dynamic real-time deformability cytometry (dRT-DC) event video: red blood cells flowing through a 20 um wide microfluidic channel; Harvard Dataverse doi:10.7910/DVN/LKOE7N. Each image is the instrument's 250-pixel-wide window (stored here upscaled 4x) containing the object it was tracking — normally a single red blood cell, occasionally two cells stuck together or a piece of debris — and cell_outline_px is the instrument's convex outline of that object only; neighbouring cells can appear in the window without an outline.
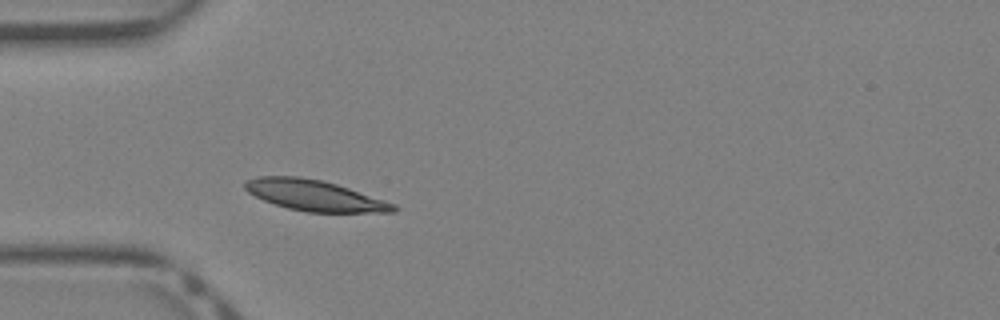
{"species": "Egyptian fruit bat (a non-hibernating species)", "species_latin": "Rousettus aegyptiacus", "temperature_condition": "warm", "stored_images_in_passage": 29, "camera_frame_rate_fps": 3000, "um_per_image_px": 0.085, "animal": {"sex": "female"}, "frame": {"image": 1, "passage_image": 1, "time_ms": 0.0, "image_size_px": [1000, 320], "cell_outline_px": [[400, 208], [396, 212], [308, 212], [288, 208], [264, 200], [248, 192], [244, 188], [244, 180], [256, 176], [300, 176], [320, 180], [336, 184], [396, 204]], "centroid_in_image_um": [26.73, 16.61], "position_along_channel_um": 58.3, "area_um2": 26.53}}
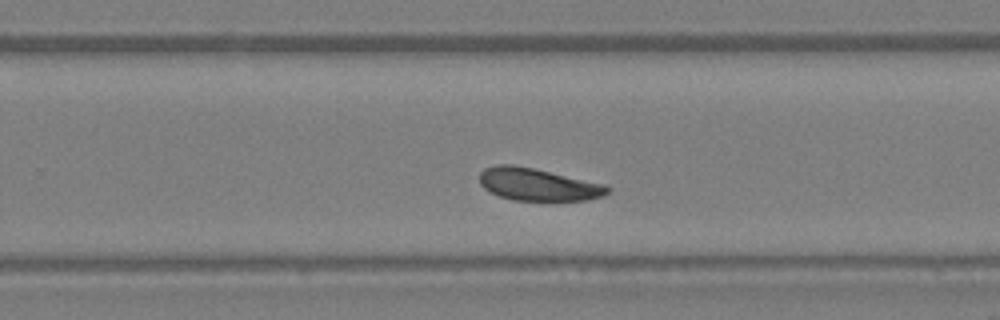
{"frame": {"image": 2, "passage_image": 15, "time_ms": 4.667, "image_size_px": [1000, 320], "cell_outline_px": [[612, 188], [604, 196], [588, 200], [512, 200], [500, 196], [484, 188], [480, 184], [480, 172], [484, 168], [496, 164], [512, 164], [532, 168], [604, 184]], "centroid_in_image_um": [45.72, 15.68], "position_along_channel_um": 284.1, "area_um2": 23.99}}
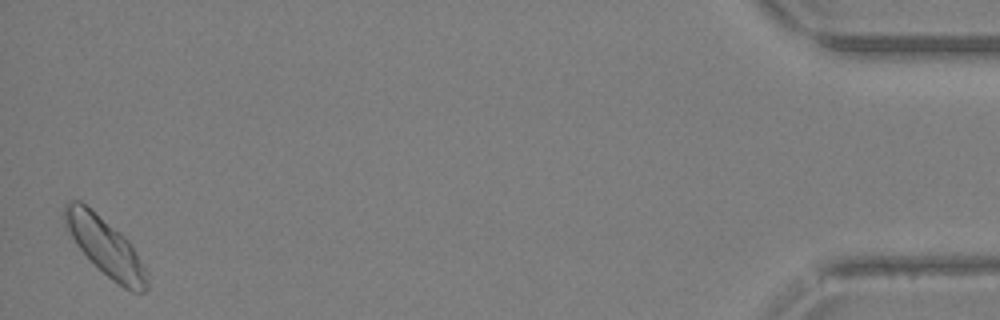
{"frame": {"image": 3, "passage_image": 29, "time_ms": 9.333, "image_size_px": [1000, 320], "cell_outline_px": [[148, 288], [144, 292], [132, 292], [124, 288], [112, 280], [80, 248], [64, 224], [64, 204], [68, 200], [80, 200], [120, 232], [128, 240], [148, 272]], "centroid_in_image_um": [8.98, 20.96], "position_along_channel_um": 426.2, "area_um2": 27.17}, "authors_computed_cell_mechanics": {"area_um2": 25.3164, "velocity_mm_per_s": 4.9696, "shape_relaxation_time_tau1_ms": 2.8947, "shape_relaxation_time_tau2_ms": null, "deformation_change_tau1": 0.0653, "deformation_change_tau2": null}}